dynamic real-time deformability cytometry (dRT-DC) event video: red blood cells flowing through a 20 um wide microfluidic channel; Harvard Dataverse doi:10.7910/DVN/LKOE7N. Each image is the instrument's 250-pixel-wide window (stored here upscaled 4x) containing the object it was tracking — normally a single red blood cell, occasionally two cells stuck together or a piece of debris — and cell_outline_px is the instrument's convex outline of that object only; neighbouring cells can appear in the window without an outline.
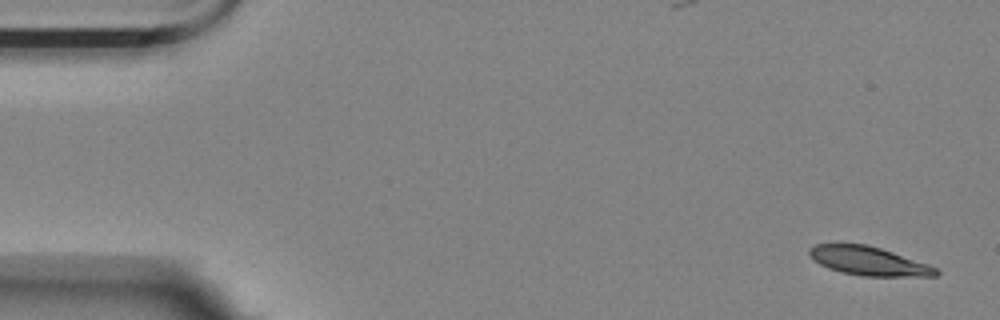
{"species": "Egyptian fruit bat (a non-hibernating species)", "species_latin": "Rousettus aegyptiacus", "temperature_condition": "room temperature", "stored_images_in_passage": 4, "camera_frame_rate_fps": 3000, "um_per_image_px": 0.085, "animal": {"sex": "female"}, "frame": {"image": 1, "passage_image": 1, "time_ms": 0.0, "image_size_px": [1000, 320], "cell_outline_px": [[940, 272], [936, 276], [860, 276], [840, 272], [828, 268], [812, 260], [808, 252], [808, 248], [812, 244], [840, 240], [868, 244], [928, 264], [936, 268]], "centroid_in_image_um": [73.69, 22.13], "position_along_channel_um": 11.3, "area_um2": 22.08}}
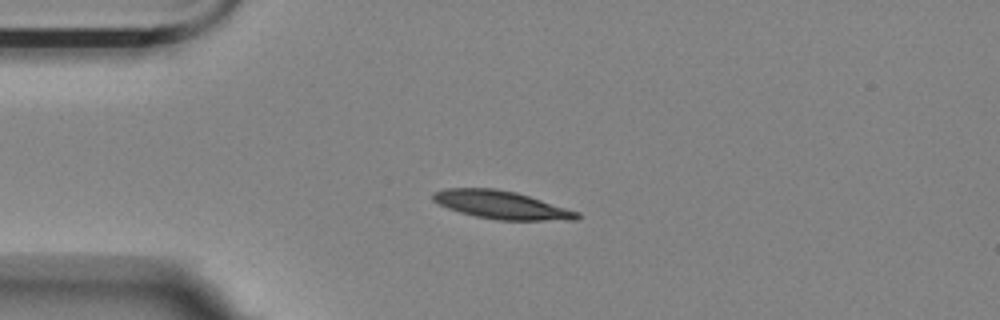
{"frame": {"image": 2, "passage_image": 4, "time_ms": 1.0, "image_size_px": [1000, 320], "cell_outline_px": [[580, 216], [576, 220], [496, 220], [476, 216], [460, 212], [448, 208], [432, 200], [432, 192], [444, 188], [492, 188], [516, 192], [580, 212]], "centroid_in_image_um": [42.61, 17.41], "position_along_channel_um": 42.4, "area_um2": 23.47}}